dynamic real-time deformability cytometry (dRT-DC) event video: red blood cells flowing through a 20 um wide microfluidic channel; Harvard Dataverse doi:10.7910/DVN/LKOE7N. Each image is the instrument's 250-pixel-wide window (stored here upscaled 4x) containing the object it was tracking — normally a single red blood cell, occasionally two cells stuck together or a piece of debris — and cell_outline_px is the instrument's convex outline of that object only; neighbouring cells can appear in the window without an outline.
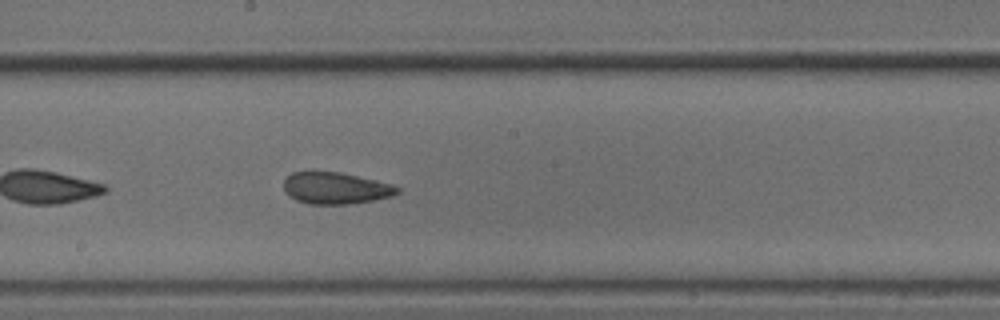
{"species": "common noctule bat (a hibernating species)", "species_latin": "Nyctalus noctula", "temperature_condition": "cold", "stored_images_in_passage": 32, "camera_frame_rate_fps": 3000, "um_per_image_px": 0.085, "animal": {"sex": "male", "body_mass_g": 18.8}, "frame": {"image": 1, "passage_image": 14, "time_ms": 4.333, "image_size_px": [1000, 320], "cell_outline_px": [[400, 192], [392, 196], [352, 204], [308, 204], [296, 200], [288, 196], [284, 188], [284, 180], [292, 172], [312, 168], [340, 172], [392, 184], [400, 188]], "centroid_in_image_um": [28.47, 15.95], "position_along_channel_um": 219.7, "area_um2": 21.62}, "authors_computed_cell_mechanics": {"area_um2": 21.1548, "velocity_mm_per_s": 3.7742, "shape_relaxation_time_tau1_ms": 6.0048, "shape_relaxation_time_tau2_ms": 2.2202, "deformation_change_tau1": 0.1175, "deformation_change_tau2": 0.0903}}